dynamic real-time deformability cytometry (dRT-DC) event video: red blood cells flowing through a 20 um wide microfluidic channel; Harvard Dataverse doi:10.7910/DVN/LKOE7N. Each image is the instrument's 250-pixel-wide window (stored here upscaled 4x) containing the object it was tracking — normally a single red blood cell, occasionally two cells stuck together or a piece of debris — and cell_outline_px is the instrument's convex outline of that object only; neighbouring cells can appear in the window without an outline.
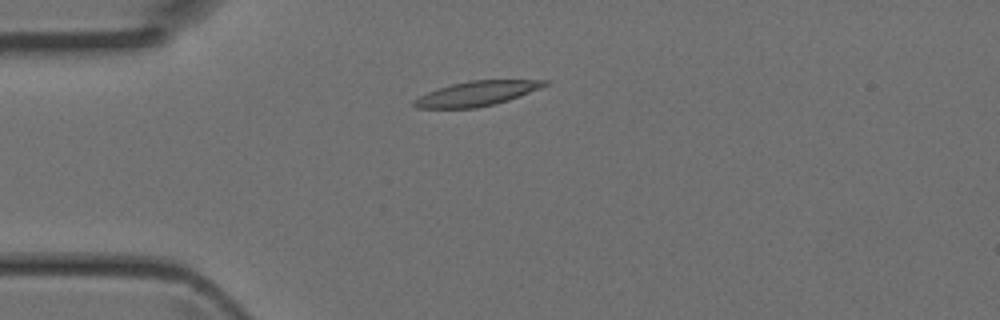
{"species": "Egyptian fruit bat (a non-hibernating species)", "species_latin": "Rousettus aegyptiacus", "temperature_condition": "room temperature", "stored_images_in_passage": 3, "camera_frame_rate_fps": 3000, "um_per_image_px": 0.085, "animal": {"sex": "female"}, "frame": {"image": 1, "passage_image": 3, "time_ms": 0.667, "image_size_px": [1000, 320], "cell_outline_px": [[548, 84], [540, 88], [508, 100], [496, 104], [476, 108], [416, 108], [412, 104], [412, 100], [436, 88], [452, 84], [472, 80], [548, 80]], "centroid_in_image_um": [40.48, 7.95], "position_along_channel_um": 44.5, "area_um2": 18.73}}